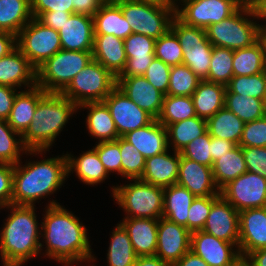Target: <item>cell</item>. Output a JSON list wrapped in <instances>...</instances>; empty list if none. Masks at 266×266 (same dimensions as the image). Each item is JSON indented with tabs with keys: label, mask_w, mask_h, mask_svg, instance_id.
I'll use <instances>...</instances> for the list:
<instances>
[{
	"label": "cell",
	"mask_w": 266,
	"mask_h": 266,
	"mask_svg": "<svg viewBox=\"0 0 266 266\" xmlns=\"http://www.w3.org/2000/svg\"><path fill=\"white\" fill-rule=\"evenodd\" d=\"M219 197L220 196L196 197L193 200L187 217V229L190 232L203 229L211 211V206Z\"/></svg>",
	"instance_id": "cell-48"
},
{
	"label": "cell",
	"mask_w": 266,
	"mask_h": 266,
	"mask_svg": "<svg viewBox=\"0 0 266 266\" xmlns=\"http://www.w3.org/2000/svg\"><path fill=\"white\" fill-rule=\"evenodd\" d=\"M63 50L92 51L94 44L93 17L72 14L58 31Z\"/></svg>",
	"instance_id": "cell-22"
},
{
	"label": "cell",
	"mask_w": 266,
	"mask_h": 266,
	"mask_svg": "<svg viewBox=\"0 0 266 266\" xmlns=\"http://www.w3.org/2000/svg\"><path fill=\"white\" fill-rule=\"evenodd\" d=\"M131 26L132 32L143 34L155 40L171 28L176 8H165L133 0H113Z\"/></svg>",
	"instance_id": "cell-9"
},
{
	"label": "cell",
	"mask_w": 266,
	"mask_h": 266,
	"mask_svg": "<svg viewBox=\"0 0 266 266\" xmlns=\"http://www.w3.org/2000/svg\"><path fill=\"white\" fill-rule=\"evenodd\" d=\"M233 50L213 46L209 74L206 81L227 85L233 75Z\"/></svg>",
	"instance_id": "cell-43"
},
{
	"label": "cell",
	"mask_w": 266,
	"mask_h": 266,
	"mask_svg": "<svg viewBox=\"0 0 266 266\" xmlns=\"http://www.w3.org/2000/svg\"><path fill=\"white\" fill-rule=\"evenodd\" d=\"M226 85L201 80L191 95L196 116L208 120L224 107Z\"/></svg>",
	"instance_id": "cell-33"
},
{
	"label": "cell",
	"mask_w": 266,
	"mask_h": 266,
	"mask_svg": "<svg viewBox=\"0 0 266 266\" xmlns=\"http://www.w3.org/2000/svg\"><path fill=\"white\" fill-rule=\"evenodd\" d=\"M112 231L107 250V266H133L137 256L127 231L120 223Z\"/></svg>",
	"instance_id": "cell-40"
},
{
	"label": "cell",
	"mask_w": 266,
	"mask_h": 266,
	"mask_svg": "<svg viewBox=\"0 0 266 266\" xmlns=\"http://www.w3.org/2000/svg\"><path fill=\"white\" fill-rule=\"evenodd\" d=\"M176 184L187 188L195 197L221 196L213 177L212 167L183 156Z\"/></svg>",
	"instance_id": "cell-20"
},
{
	"label": "cell",
	"mask_w": 266,
	"mask_h": 266,
	"mask_svg": "<svg viewBox=\"0 0 266 266\" xmlns=\"http://www.w3.org/2000/svg\"><path fill=\"white\" fill-rule=\"evenodd\" d=\"M18 137V139L16 138ZM22 136L15 132L7 123V120L0 119V164H17L23 153L32 156H43L46 150H27L22 142Z\"/></svg>",
	"instance_id": "cell-38"
},
{
	"label": "cell",
	"mask_w": 266,
	"mask_h": 266,
	"mask_svg": "<svg viewBox=\"0 0 266 266\" xmlns=\"http://www.w3.org/2000/svg\"><path fill=\"white\" fill-rule=\"evenodd\" d=\"M92 59V51L61 49L36 70L37 86L45 92L61 93Z\"/></svg>",
	"instance_id": "cell-7"
},
{
	"label": "cell",
	"mask_w": 266,
	"mask_h": 266,
	"mask_svg": "<svg viewBox=\"0 0 266 266\" xmlns=\"http://www.w3.org/2000/svg\"><path fill=\"white\" fill-rule=\"evenodd\" d=\"M116 86L117 77L92 59L61 94L79 107L85 103L103 101Z\"/></svg>",
	"instance_id": "cell-8"
},
{
	"label": "cell",
	"mask_w": 266,
	"mask_h": 266,
	"mask_svg": "<svg viewBox=\"0 0 266 266\" xmlns=\"http://www.w3.org/2000/svg\"><path fill=\"white\" fill-rule=\"evenodd\" d=\"M14 165L12 204L35 206V202L54 194L68 178L66 155ZM67 177V178H66Z\"/></svg>",
	"instance_id": "cell-3"
},
{
	"label": "cell",
	"mask_w": 266,
	"mask_h": 266,
	"mask_svg": "<svg viewBox=\"0 0 266 266\" xmlns=\"http://www.w3.org/2000/svg\"><path fill=\"white\" fill-rule=\"evenodd\" d=\"M170 30L177 36L183 51V63L198 76L206 80L209 74L213 45L207 39L206 30L190 26L175 16Z\"/></svg>",
	"instance_id": "cell-10"
},
{
	"label": "cell",
	"mask_w": 266,
	"mask_h": 266,
	"mask_svg": "<svg viewBox=\"0 0 266 266\" xmlns=\"http://www.w3.org/2000/svg\"><path fill=\"white\" fill-rule=\"evenodd\" d=\"M142 3H148L165 8H177V0H133ZM176 1V2H175Z\"/></svg>",
	"instance_id": "cell-65"
},
{
	"label": "cell",
	"mask_w": 266,
	"mask_h": 266,
	"mask_svg": "<svg viewBox=\"0 0 266 266\" xmlns=\"http://www.w3.org/2000/svg\"><path fill=\"white\" fill-rule=\"evenodd\" d=\"M247 171L242 147L238 145L215 160L212 166L213 177L219 190Z\"/></svg>",
	"instance_id": "cell-39"
},
{
	"label": "cell",
	"mask_w": 266,
	"mask_h": 266,
	"mask_svg": "<svg viewBox=\"0 0 266 266\" xmlns=\"http://www.w3.org/2000/svg\"><path fill=\"white\" fill-rule=\"evenodd\" d=\"M32 18L30 0H0V31L17 36Z\"/></svg>",
	"instance_id": "cell-36"
},
{
	"label": "cell",
	"mask_w": 266,
	"mask_h": 266,
	"mask_svg": "<svg viewBox=\"0 0 266 266\" xmlns=\"http://www.w3.org/2000/svg\"><path fill=\"white\" fill-rule=\"evenodd\" d=\"M232 66L234 76H250L266 71L265 35L249 47L233 50Z\"/></svg>",
	"instance_id": "cell-31"
},
{
	"label": "cell",
	"mask_w": 266,
	"mask_h": 266,
	"mask_svg": "<svg viewBox=\"0 0 266 266\" xmlns=\"http://www.w3.org/2000/svg\"><path fill=\"white\" fill-rule=\"evenodd\" d=\"M78 106L61 93L46 92L37 104L35 113L22 142L27 150H46L55 143Z\"/></svg>",
	"instance_id": "cell-4"
},
{
	"label": "cell",
	"mask_w": 266,
	"mask_h": 266,
	"mask_svg": "<svg viewBox=\"0 0 266 266\" xmlns=\"http://www.w3.org/2000/svg\"><path fill=\"white\" fill-rule=\"evenodd\" d=\"M200 81L187 65L171 66L167 95L191 96Z\"/></svg>",
	"instance_id": "cell-45"
},
{
	"label": "cell",
	"mask_w": 266,
	"mask_h": 266,
	"mask_svg": "<svg viewBox=\"0 0 266 266\" xmlns=\"http://www.w3.org/2000/svg\"><path fill=\"white\" fill-rule=\"evenodd\" d=\"M92 56L115 77H118L127 62L124 40L112 34H94Z\"/></svg>",
	"instance_id": "cell-27"
},
{
	"label": "cell",
	"mask_w": 266,
	"mask_h": 266,
	"mask_svg": "<svg viewBox=\"0 0 266 266\" xmlns=\"http://www.w3.org/2000/svg\"><path fill=\"white\" fill-rule=\"evenodd\" d=\"M14 165L0 164V209L12 204Z\"/></svg>",
	"instance_id": "cell-55"
},
{
	"label": "cell",
	"mask_w": 266,
	"mask_h": 266,
	"mask_svg": "<svg viewBox=\"0 0 266 266\" xmlns=\"http://www.w3.org/2000/svg\"><path fill=\"white\" fill-rule=\"evenodd\" d=\"M244 259L250 266H266V247L249 253Z\"/></svg>",
	"instance_id": "cell-62"
},
{
	"label": "cell",
	"mask_w": 266,
	"mask_h": 266,
	"mask_svg": "<svg viewBox=\"0 0 266 266\" xmlns=\"http://www.w3.org/2000/svg\"><path fill=\"white\" fill-rule=\"evenodd\" d=\"M122 138L132 144L145 159L169 149L167 130L157 119L142 128L126 133Z\"/></svg>",
	"instance_id": "cell-26"
},
{
	"label": "cell",
	"mask_w": 266,
	"mask_h": 266,
	"mask_svg": "<svg viewBox=\"0 0 266 266\" xmlns=\"http://www.w3.org/2000/svg\"><path fill=\"white\" fill-rule=\"evenodd\" d=\"M224 106L237 115L244 123L266 115L265 102L262 99L236 93H225Z\"/></svg>",
	"instance_id": "cell-41"
},
{
	"label": "cell",
	"mask_w": 266,
	"mask_h": 266,
	"mask_svg": "<svg viewBox=\"0 0 266 266\" xmlns=\"http://www.w3.org/2000/svg\"><path fill=\"white\" fill-rule=\"evenodd\" d=\"M266 247V207L239 212L238 248L242 259L249 253Z\"/></svg>",
	"instance_id": "cell-18"
},
{
	"label": "cell",
	"mask_w": 266,
	"mask_h": 266,
	"mask_svg": "<svg viewBox=\"0 0 266 266\" xmlns=\"http://www.w3.org/2000/svg\"><path fill=\"white\" fill-rule=\"evenodd\" d=\"M120 224L127 231L137 257L155 256L158 219L124 217Z\"/></svg>",
	"instance_id": "cell-24"
},
{
	"label": "cell",
	"mask_w": 266,
	"mask_h": 266,
	"mask_svg": "<svg viewBox=\"0 0 266 266\" xmlns=\"http://www.w3.org/2000/svg\"><path fill=\"white\" fill-rule=\"evenodd\" d=\"M0 85L19 90L37 85L36 69L17 47L0 58Z\"/></svg>",
	"instance_id": "cell-21"
},
{
	"label": "cell",
	"mask_w": 266,
	"mask_h": 266,
	"mask_svg": "<svg viewBox=\"0 0 266 266\" xmlns=\"http://www.w3.org/2000/svg\"><path fill=\"white\" fill-rule=\"evenodd\" d=\"M33 18H39L44 12L57 11L73 14V0H30Z\"/></svg>",
	"instance_id": "cell-54"
},
{
	"label": "cell",
	"mask_w": 266,
	"mask_h": 266,
	"mask_svg": "<svg viewBox=\"0 0 266 266\" xmlns=\"http://www.w3.org/2000/svg\"><path fill=\"white\" fill-rule=\"evenodd\" d=\"M155 58L162 60L169 66L183 63V51L177 36L169 30L163 36L156 39Z\"/></svg>",
	"instance_id": "cell-47"
},
{
	"label": "cell",
	"mask_w": 266,
	"mask_h": 266,
	"mask_svg": "<svg viewBox=\"0 0 266 266\" xmlns=\"http://www.w3.org/2000/svg\"><path fill=\"white\" fill-rule=\"evenodd\" d=\"M72 15L69 12H57V11H50L44 12L38 20L42 22L45 26L49 28H53L56 31H59L62 28V25L65 23L66 20Z\"/></svg>",
	"instance_id": "cell-57"
},
{
	"label": "cell",
	"mask_w": 266,
	"mask_h": 266,
	"mask_svg": "<svg viewBox=\"0 0 266 266\" xmlns=\"http://www.w3.org/2000/svg\"><path fill=\"white\" fill-rule=\"evenodd\" d=\"M171 66L164 63L162 60L154 58L151 64L146 69L144 77L156 89L167 95Z\"/></svg>",
	"instance_id": "cell-52"
},
{
	"label": "cell",
	"mask_w": 266,
	"mask_h": 266,
	"mask_svg": "<svg viewBox=\"0 0 266 266\" xmlns=\"http://www.w3.org/2000/svg\"><path fill=\"white\" fill-rule=\"evenodd\" d=\"M235 266H250L245 259H241Z\"/></svg>",
	"instance_id": "cell-66"
},
{
	"label": "cell",
	"mask_w": 266,
	"mask_h": 266,
	"mask_svg": "<svg viewBox=\"0 0 266 266\" xmlns=\"http://www.w3.org/2000/svg\"><path fill=\"white\" fill-rule=\"evenodd\" d=\"M103 101L110 110L119 137L142 128L154 120L150 114L129 99L117 86Z\"/></svg>",
	"instance_id": "cell-14"
},
{
	"label": "cell",
	"mask_w": 266,
	"mask_h": 266,
	"mask_svg": "<svg viewBox=\"0 0 266 266\" xmlns=\"http://www.w3.org/2000/svg\"><path fill=\"white\" fill-rule=\"evenodd\" d=\"M87 109L86 127L89 135L98 142L115 141L119 138L110 110L104 101L85 103L78 107Z\"/></svg>",
	"instance_id": "cell-29"
},
{
	"label": "cell",
	"mask_w": 266,
	"mask_h": 266,
	"mask_svg": "<svg viewBox=\"0 0 266 266\" xmlns=\"http://www.w3.org/2000/svg\"><path fill=\"white\" fill-rule=\"evenodd\" d=\"M16 47L37 70L62 49L59 32L32 18L17 34Z\"/></svg>",
	"instance_id": "cell-11"
},
{
	"label": "cell",
	"mask_w": 266,
	"mask_h": 266,
	"mask_svg": "<svg viewBox=\"0 0 266 266\" xmlns=\"http://www.w3.org/2000/svg\"><path fill=\"white\" fill-rule=\"evenodd\" d=\"M172 266H209L201 257L195 255L191 250L183 255Z\"/></svg>",
	"instance_id": "cell-61"
},
{
	"label": "cell",
	"mask_w": 266,
	"mask_h": 266,
	"mask_svg": "<svg viewBox=\"0 0 266 266\" xmlns=\"http://www.w3.org/2000/svg\"><path fill=\"white\" fill-rule=\"evenodd\" d=\"M195 116L196 113L191 96L164 95L162 109L157 121L166 128L169 124Z\"/></svg>",
	"instance_id": "cell-42"
},
{
	"label": "cell",
	"mask_w": 266,
	"mask_h": 266,
	"mask_svg": "<svg viewBox=\"0 0 266 266\" xmlns=\"http://www.w3.org/2000/svg\"><path fill=\"white\" fill-rule=\"evenodd\" d=\"M168 147L181 152L189 143L207 132V120L198 116L169 124L166 127Z\"/></svg>",
	"instance_id": "cell-35"
},
{
	"label": "cell",
	"mask_w": 266,
	"mask_h": 266,
	"mask_svg": "<svg viewBox=\"0 0 266 266\" xmlns=\"http://www.w3.org/2000/svg\"><path fill=\"white\" fill-rule=\"evenodd\" d=\"M107 0H73V14L93 17Z\"/></svg>",
	"instance_id": "cell-58"
},
{
	"label": "cell",
	"mask_w": 266,
	"mask_h": 266,
	"mask_svg": "<svg viewBox=\"0 0 266 266\" xmlns=\"http://www.w3.org/2000/svg\"><path fill=\"white\" fill-rule=\"evenodd\" d=\"M45 93L41 87L36 85L29 89L20 90L16 94L7 123L21 136L32 122L37 104Z\"/></svg>",
	"instance_id": "cell-28"
},
{
	"label": "cell",
	"mask_w": 266,
	"mask_h": 266,
	"mask_svg": "<svg viewBox=\"0 0 266 266\" xmlns=\"http://www.w3.org/2000/svg\"><path fill=\"white\" fill-rule=\"evenodd\" d=\"M241 147H266V115L244 125L239 145Z\"/></svg>",
	"instance_id": "cell-51"
},
{
	"label": "cell",
	"mask_w": 266,
	"mask_h": 266,
	"mask_svg": "<svg viewBox=\"0 0 266 266\" xmlns=\"http://www.w3.org/2000/svg\"><path fill=\"white\" fill-rule=\"evenodd\" d=\"M220 195L238 212L266 207V178L247 171L225 185Z\"/></svg>",
	"instance_id": "cell-13"
},
{
	"label": "cell",
	"mask_w": 266,
	"mask_h": 266,
	"mask_svg": "<svg viewBox=\"0 0 266 266\" xmlns=\"http://www.w3.org/2000/svg\"><path fill=\"white\" fill-rule=\"evenodd\" d=\"M190 250L209 266H235L242 259L238 245L202 230L191 232Z\"/></svg>",
	"instance_id": "cell-15"
},
{
	"label": "cell",
	"mask_w": 266,
	"mask_h": 266,
	"mask_svg": "<svg viewBox=\"0 0 266 266\" xmlns=\"http://www.w3.org/2000/svg\"><path fill=\"white\" fill-rule=\"evenodd\" d=\"M120 146L121 176L128 180L140 179L145 168V157L122 137L115 140Z\"/></svg>",
	"instance_id": "cell-46"
},
{
	"label": "cell",
	"mask_w": 266,
	"mask_h": 266,
	"mask_svg": "<svg viewBox=\"0 0 266 266\" xmlns=\"http://www.w3.org/2000/svg\"><path fill=\"white\" fill-rule=\"evenodd\" d=\"M169 151L146 158L142 181L163 188L177 183L181 155L176 151L170 155Z\"/></svg>",
	"instance_id": "cell-25"
},
{
	"label": "cell",
	"mask_w": 266,
	"mask_h": 266,
	"mask_svg": "<svg viewBox=\"0 0 266 266\" xmlns=\"http://www.w3.org/2000/svg\"><path fill=\"white\" fill-rule=\"evenodd\" d=\"M247 170L266 178V147H242Z\"/></svg>",
	"instance_id": "cell-53"
},
{
	"label": "cell",
	"mask_w": 266,
	"mask_h": 266,
	"mask_svg": "<svg viewBox=\"0 0 266 266\" xmlns=\"http://www.w3.org/2000/svg\"><path fill=\"white\" fill-rule=\"evenodd\" d=\"M218 239L239 243V212L220 196L211 206V211L202 229Z\"/></svg>",
	"instance_id": "cell-17"
},
{
	"label": "cell",
	"mask_w": 266,
	"mask_h": 266,
	"mask_svg": "<svg viewBox=\"0 0 266 266\" xmlns=\"http://www.w3.org/2000/svg\"><path fill=\"white\" fill-rule=\"evenodd\" d=\"M93 148L96 150L107 173L110 175L115 172V174L121 176L122 159L119 144L116 141L99 142Z\"/></svg>",
	"instance_id": "cell-50"
},
{
	"label": "cell",
	"mask_w": 266,
	"mask_h": 266,
	"mask_svg": "<svg viewBox=\"0 0 266 266\" xmlns=\"http://www.w3.org/2000/svg\"><path fill=\"white\" fill-rule=\"evenodd\" d=\"M245 123L225 106L207 120L210 136L225 139L239 145Z\"/></svg>",
	"instance_id": "cell-37"
},
{
	"label": "cell",
	"mask_w": 266,
	"mask_h": 266,
	"mask_svg": "<svg viewBox=\"0 0 266 266\" xmlns=\"http://www.w3.org/2000/svg\"><path fill=\"white\" fill-rule=\"evenodd\" d=\"M196 197L178 184L164 188L162 217L187 228V217L191 203Z\"/></svg>",
	"instance_id": "cell-34"
},
{
	"label": "cell",
	"mask_w": 266,
	"mask_h": 266,
	"mask_svg": "<svg viewBox=\"0 0 266 266\" xmlns=\"http://www.w3.org/2000/svg\"><path fill=\"white\" fill-rule=\"evenodd\" d=\"M44 209L40 227L45 242L40 247L42 251V246H46L44 253L47 258L63 263V266L83 261L91 264L97 260L92 253L88 230L73 212H69L56 200H50Z\"/></svg>",
	"instance_id": "cell-1"
},
{
	"label": "cell",
	"mask_w": 266,
	"mask_h": 266,
	"mask_svg": "<svg viewBox=\"0 0 266 266\" xmlns=\"http://www.w3.org/2000/svg\"><path fill=\"white\" fill-rule=\"evenodd\" d=\"M155 42L152 37L132 33L124 39L127 62L119 76H143L155 58Z\"/></svg>",
	"instance_id": "cell-23"
},
{
	"label": "cell",
	"mask_w": 266,
	"mask_h": 266,
	"mask_svg": "<svg viewBox=\"0 0 266 266\" xmlns=\"http://www.w3.org/2000/svg\"><path fill=\"white\" fill-rule=\"evenodd\" d=\"M133 266H172L157 256L137 257Z\"/></svg>",
	"instance_id": "cell-64"
},
{
	"label": "cell",
	"mask_w": 266,
	"mask_h": 266,
	"mask_svg": "<svg viewBox=\"0 0 266 266\" xmlns=\"http://www.w3.org/2000/svg\"><path fill=\"white\" fill-rule=\"evenodd\" d=\"M127 184L112 187V197L126 216L159 219L163 214L164 188L130 179Z\"/></svg>",
	"instance_id": "cell-6"
},
{
	"label": "cell",
	"mask_w": 266,
	"mask_h": 266,
	"mask_svg": "<svg viewBox=\"0 0 266 266\" xmlns=\"http://www.w3.org/2000/svg\"><path fill=\"white\" fill-rule=\"evenodd\" d=\"M211 158L213 162L220 159L221 156L227 154L229 151L233 150L237 144L225 139L212 137L211 136Z\"/></svg>",
	"instance_id": "cell-59"
},
{
	"label": "cell",
	"mask_w": 266,
	"mask_h": 266,
	"mask_svg": "<svg viewBox=\"0 0 266 266\" xmlns=\"http://www.w3.org/2000/svg\"><path fill=\"white\" fill-rule=\"evenodd\" d=\"M210 142L211 136L207 131L205 134L197 137L195 140L189 143L180 152V155L190 160H194L197 163L212 167L214 162L211 158Z\"/></svg>",
	"instance_id": "cell-49"
},
{
	"label": "cell",
	"mask_w": 266,
	"mask_h": 266,
	"mask_svg": "<svg viewBox=\"0 0 266 266\" xmlns=\"http://www.w3.org/2000/svg\"><path fill=\"white\" fill-rule=\"evenodd\" d=\"M18 89L0 85V119L7 120Z\"/></svg>",
	"instance_id": "cell-56"
},
{
	"label": "cell",
	"mask_w": 266,
	"mask_h": 266,
	"mask_svg": "<svg viewBox=\"0 0 266 266\" xmlns=\"http://www.w3.org/2000/svg\"><path fill=\"white\" fill-rule=\"evenodd\" d=\"M244 3L251 4L254 0H242Z\"/></svg>",
	"instance_id": "cell-67"
},
{
	"label": "cell",
	"mask_w": 266,
	"mask_h": 266,
	"mask_svg": "<svg viewBox=\"0 0 266 266\" xmlns=\"http://www.w3.org/2000/svg\"><path fill=\"white\" fill-rule=\"evenodd\" d=\"M264 102H265V108H266V95H265V98H264Z\"/></svg>",
	"instance_id": "cell-68"
},
{
	"label": "cell",
	"mask_w": 266,
	"mask_h": 266,
	"mask_svg": "<svg viewBox=\"0 0 266 266\" xmlns=\"http://www.w3.org/2000/svg\"><path fill=\"white\" fill-rule=\"evenodd\" d=\"M94 34H112L120 39L132 34L131 26L121 8L113 1H106L93 16Z\"/></svg>",
	"instance_id": "cell-32"
},
{
	"label": "cell",
	"mask_w": 266,
	"mask_h": 266,
	"mask_svg": "<svg viewBox=\"0 0 266 266\" xmlns=\"http://www.w3.org/2000/svg\"><path fill=\"white\" fill-rule=\"evenodd\" d=\"M191 232L184 226L163 217L158 219L155 256L170 264L190 251Z\"/></svg>",
	"instance_id": "cell-16"
},
{
	"label": "cell",
	"mask_w": 266,
	"mask_h": 266,
	"mask_svg": "<svg viewBox=\"0 0 266 266\" xmlns=\"http://www.w3.org/2000/svg\"><path fill=\"white\" fill-rule=\"evenodd\" d=\"M254 20L257 21L251 4L244 3L230 17L207 27V39L213 46L232 50L249 47L263 35L259 22Z\"/></svg>",
	"instance_id": "cell-5"
},
{
	"label": "cell",
	"mask_w": 266,
	"mask_h": 266,
	"mask_svg": "<svg viewBox=\"0 0 266 266\" xmlns=\"http://www.w3.org/2000/svg\"><path fill=\"white\" fill-rule=\"evenodd\" d=\"M177 3L176 16L201 29L230 17L244 4L242 0H177Z\"/></svg>",
	"instance_id": "cell-12"
},
{
	"label": "cell",
	"mask_w": 266,
	"mask_h": 266,
	"mask_svg": "<svg viewBox=\"0 0 266 266\" xmlns=\"http://www.w3.org/2000/svg\"><path fill=\"white\" fill-rule=\"evenodd\" d=\"M225 93H236L264 100L266 95V71L250 76H233Z\"/></svg>",
	"instance_id": "cell-44"
},
{
	"label": "cell",
	"mask_w": 266,
	"mask_h": 266,
	"mask_svg": "<svg viewBox=\"0 0 266 266\" xmlns=\"http://www.w3.org/2000/svg\"><path fill=\"white\" fill-rule=\"evenodd\" d=\"M65 155L67 158L68 176L71 175V172L73 174L74 171L80 181L92 186L103 183V181L105 182L109 178V174L94 148L83 152L78 157H74L71 153L68 154V152Z\"/></svg>",
	"instance_id": "cell-30"
},
{
	"label": "cell",
	"mask_w": 266,
	"mask_h": 266,
	"mask_svg": "<svg viewBox=\"0 0 266 266\" xmlns=\"http://www.w3.org/2000/svg\"><path fill=\"white\" fill-rule=\"evenodd\" d=\"M257 20L266 21V0H254L251 3ZM260 28L263 33H266V24H261Z\"/></svg>",
	"instance_id": "cell-63"
},
{
	"label": "cell",
	"mask_w": 266,
	"mask_h": 266,
	"mask_svg": "<svg viewBox=\"0 0 266 266\" xmlns=\"http://www.w3.org/2000/svg\"><path fill=\"white\" fill-rule=\"evenodd\" d=\"M16 47V36L0 31V58L7 55Z\"/></svg>",
	"instance_id": "cell-60"
},
{
	"label": "cell",
	"mask_w": 266,
	"mask_h": 266,
	"mask_svg": "<svg viewBox=\"0 0 266 266\" xmlns=\"http://www.w3.org/2000/svg\"><path fill=\"white\" fill-rule=\"evenodd\" d=\"M117 87L154 119L159 117L164 94L144 76H118Z\"/></svg>",
	"instance_id": "cell-19"
},
{
	"label": "cell",
	"mask_w": 266,
	"mask_h": 266,
	"mask_svg": "<svg viewBox=\"0 0 266 266\" xmlns=\"http://www.w3.org/2000/svg\"><path fill=\"white\" fill-rule=\"evenodd\" d=\"M5 208L10 214L0 230L2 266H22L41 254V223L34 206L10 204Z\"/></svg>",
	"instance_id": "cell-2"
}]
</instances>
